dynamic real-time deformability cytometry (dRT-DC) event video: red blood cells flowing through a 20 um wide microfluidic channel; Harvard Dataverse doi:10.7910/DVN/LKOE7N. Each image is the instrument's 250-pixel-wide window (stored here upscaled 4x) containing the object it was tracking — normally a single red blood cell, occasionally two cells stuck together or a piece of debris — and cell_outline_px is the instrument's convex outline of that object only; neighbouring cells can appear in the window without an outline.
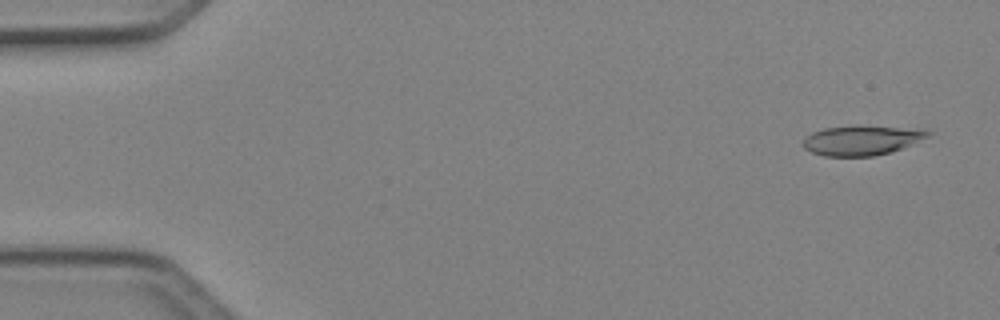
{"species": "Egyptian fruit bat (a non-hibernating species)", "species_latin": "Rousettus aegyptiacus", "temperature_condition": "cold", "stored_images_in_passage": 4, "camera_frame_rate_fps": 3000, "um_per_image_px": 0.085, "animal": {"sex": "female"}, "frame": {"image": 1, "passage_image": 1, "time_ms": 0.0, "image_size_px": [1000, 320], "cell_outline_px": [[932, 132], [928, 136], [892, 152], [872, 156], [824, 156], [812, 152], [804, 148], [804, 136], [812, 132], [824, 128], [856, 124], [928, 128]], "centroid_in_image_um": [73.28, 11.88], "position_along_channel_um": 11.7, "area_um2": 22.25}}
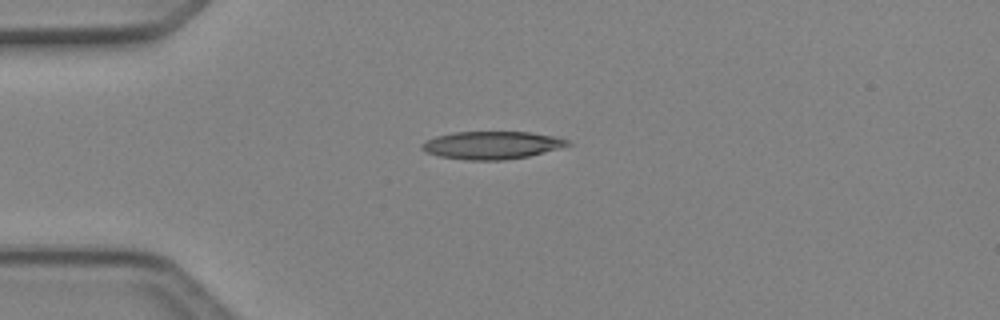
{"frame": {"image": 2, "passage_image": 4, "time_ms": 1.0, "image_size_px": [1000, 320], "cell_outline_px": [[572, 144], [560, 148], [528, 156], [504, 160], [464, 160], [440, 156], [424, 152], [420, 148], [420, 144], [436, 136], [452, 132], [528, 132], [552, 136], [568, 140]], "centroid_in_image_um": [41.76, 12.34], "position_along_channel_um": 43.2, "area_um2": 23.52}}